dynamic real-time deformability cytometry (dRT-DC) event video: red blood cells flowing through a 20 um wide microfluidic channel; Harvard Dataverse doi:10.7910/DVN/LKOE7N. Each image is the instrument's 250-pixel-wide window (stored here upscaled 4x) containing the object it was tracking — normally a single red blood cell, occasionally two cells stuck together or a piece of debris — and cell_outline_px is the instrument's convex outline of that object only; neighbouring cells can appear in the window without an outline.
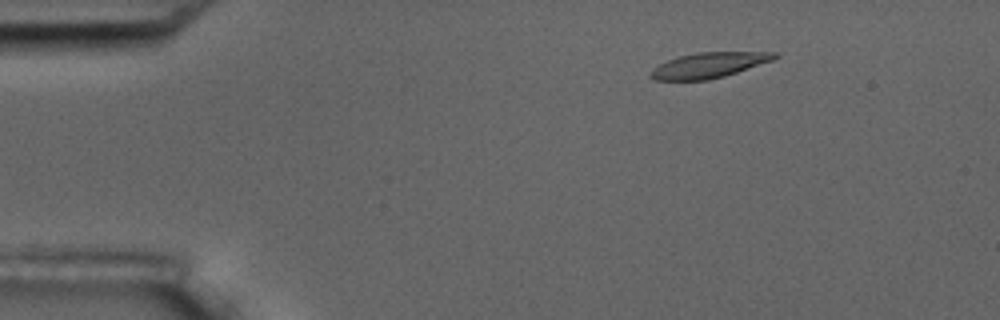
{"species": "common noctule bat (a hibernating species)", "species_latin": "Nyctalus noctula", "temperature_condition": "room temperature", "stored_images_in_passage": 6, "camera_frame_rate_fps": 3000, "um_per_image_px": 0.085, "animal": {"sex": "male", "body_mass_g": 17.5, "forearm_length_mm": 52.3}, "frame": {"image": 1, "passage_image": 2, "time_ms": 2.0, "image_size_px": [1000, 320], "cell_outline_px": [[780, 56], [772, 60], [724, 76], [708, 80], [656, 80], [648, 76], [648, 72], [652, 68], [668, 60], [680, 56], [696, 52], [780, 52]], "centroid_in_image_um": [60.23, 5.54], "position_along_channel_um": 24.8, "area_um2": 18.26}}
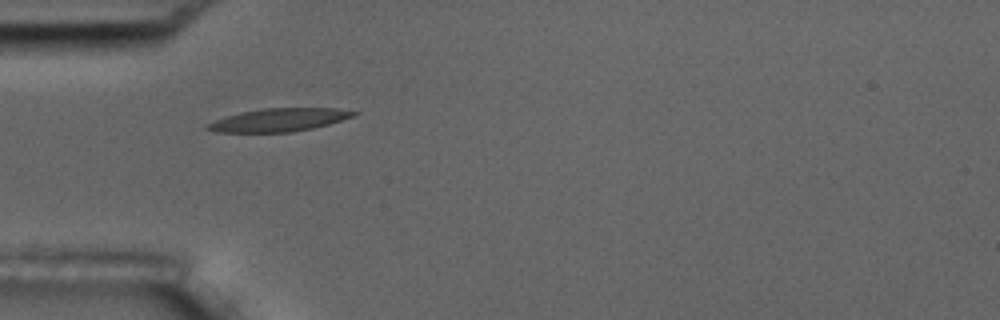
{"frame": {"image": 2, "passage_image": 4, "time_ms": 5.0, "image_size_px": [1000, 320], "cell_outline_px": [[360, 112], [356, 116], [328, 124], [312, 128], [292, 132], [216, 132], [204, 128], [204, 124], [240, 112], [260, 108], [336, 108]], "centroid_in_image_um": [23.72, 10.19], "position_along_channel_um": 61.3, "area_um2": 19.71}}